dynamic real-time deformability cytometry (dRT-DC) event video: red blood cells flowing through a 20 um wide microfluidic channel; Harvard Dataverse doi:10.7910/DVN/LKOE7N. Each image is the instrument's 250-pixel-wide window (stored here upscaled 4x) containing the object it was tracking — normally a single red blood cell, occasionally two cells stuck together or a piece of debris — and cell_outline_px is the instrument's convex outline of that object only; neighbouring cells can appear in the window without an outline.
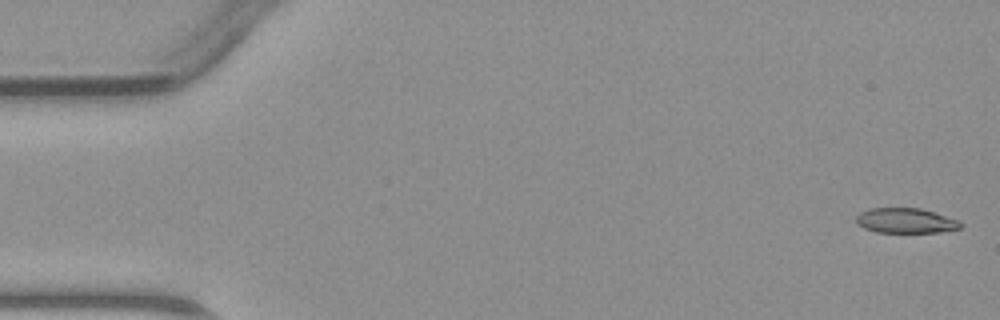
{"species": "common noctule bat (a hibernating species)", "species_latin": "Nyctalus noctula", "temperature_condition": "warm", "stored_images_in_passage": 4, "camera_frame_rate_fps": 3000, "um_per_image_px": 0.085, "animal": {"sex": "male", "body_mass_g": 23.1, "forearm_length_mm": 52.7}, "frame": {"image": 1, "passage_image": 1, "time_ms": 0.0, "image_size_px": [1000, 320], "cell_outline_px": [[964, 224], [960, 228], [940, 232], [876, 232], [864, 228], [856, 224], [856, 216], [860, 212], [868, 208], [920, 208], [960, 220]], "centroid_in_image_um": [76.98, 18.75], "position_along_channel_um": 8.0, "area_um2": 15.32}}
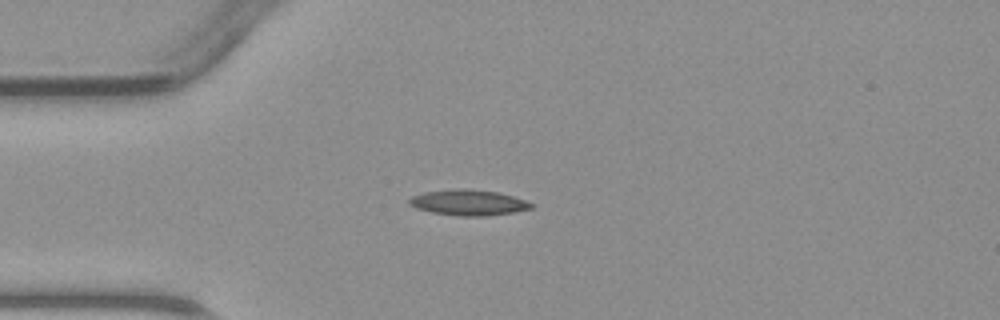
{"frame": {"image": 2, "passage_image": 4, "time_ms": 3.667, "image_size_px": [1000, 320], "cell_outline_px": [[532, 208], [512, 212], [484, 216], [460, 216], [432, 212], [416, 208], [408, 204], [408, 200], [412, 196], [424, 192], [452, 188], [468, 188], [496, 192], [512, 196], [524, 200], [532, 204]], "centroid_in_image_um": [39.75, 17.2], "position_along_channel_um": 45.2, "area_um2": 18.15}}